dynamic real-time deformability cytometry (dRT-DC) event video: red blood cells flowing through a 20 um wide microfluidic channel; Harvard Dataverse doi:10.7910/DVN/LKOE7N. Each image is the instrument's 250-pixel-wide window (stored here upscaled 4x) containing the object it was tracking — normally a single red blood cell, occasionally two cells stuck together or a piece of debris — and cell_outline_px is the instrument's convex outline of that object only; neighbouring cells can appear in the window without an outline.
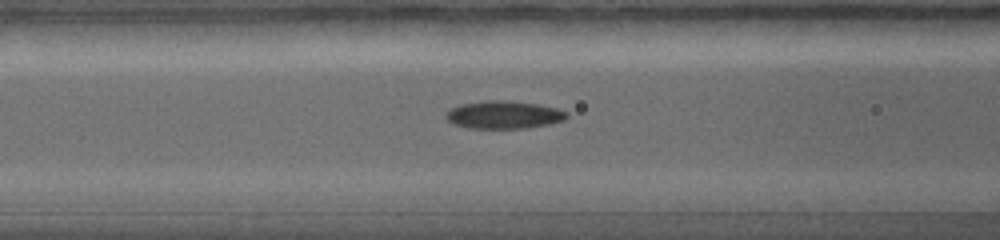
{"species": "common noctule bat (a hibernating species)", "species_latin": "Nyctalus noctula", "temperature_condition": "warm", "stored_images_in_passage": 8, "camera_frame_rate_fps": 5000, "um_per_image_px": 0.085, "animal": {"sex": "female", "body_mass_g": 19.0, "forearm_length_mm": 56.7}, "frame": {"image": 1, "passage_image": 3, "time_ms": 1.0, "image_size_px": [1000, 240], "cell_outline_px": [[568, 116], [560, 120], [544, 124], [520, 128], [472, 128], [456, 124], [448, 120], [444, 116], [448, 108], [460, 104], [488, 100], [508, 100], [536, 104], [556, 108], [564, 112]], "centroid_in_image_um": [42.71, 9.73], "position_along_channel_um": 123.9, "area_um2": 19.07}}
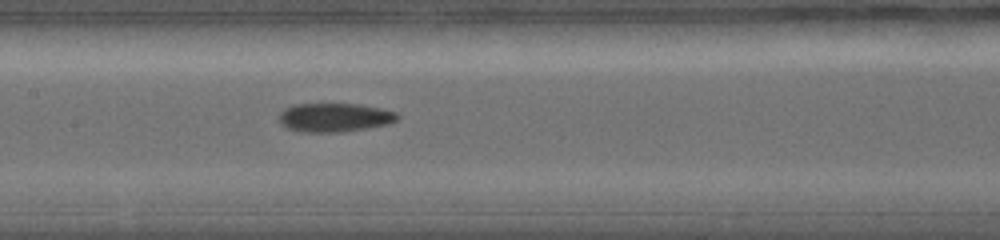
{"frame": {"image": 2, "passage_image": 5, "time_ms": 2.0, "image_size_px": [1000, 240], "cell_outline_px": [[400, 116], [396, 120], [384, 124], [356, 128], [324, 132], [316, 132], [288, 128], [280, 120], [280, 112], [284, 108], [292, 104], [360, 104], [380, 108], [396, 112]], "centroid_in_image_um": [28.41, 9.93], "position_along_channel_um": 179.0, "area_um2": 18.9}}
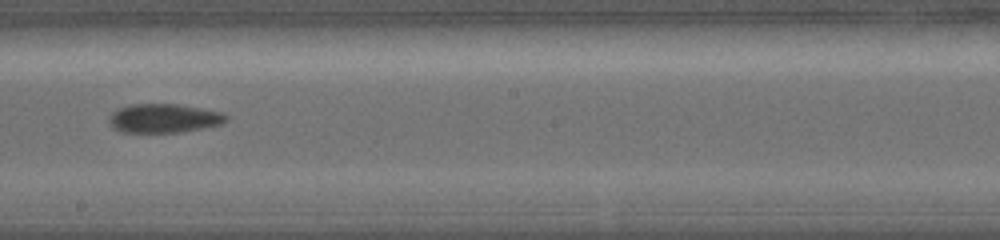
{"frame": {"image": 3, "passage_image": 7, "time_ms": 3.0, "image_size_px": [1000, 240], "cell_outline_px": [[228, 116], [220, 124], [172, 132], [128, 132], [116, 128], [112, 124], [112, 112], [120, 108], [132, 104], [180, 104], [220, 112]], "centroid_in_image_um": [13.94, 10.03], "position_along_channel_um": 234.3, "area_um2": 18.79}}